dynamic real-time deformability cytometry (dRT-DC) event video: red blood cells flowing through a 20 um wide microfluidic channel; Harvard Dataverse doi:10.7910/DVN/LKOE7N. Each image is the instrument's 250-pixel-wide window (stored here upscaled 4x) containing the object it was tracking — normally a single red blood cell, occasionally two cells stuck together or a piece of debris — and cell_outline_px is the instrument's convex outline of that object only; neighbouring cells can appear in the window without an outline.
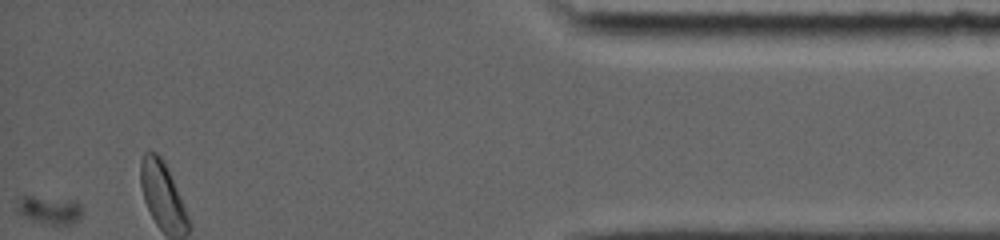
{"species": "common noctule bat (a hibernating species)", "species_latin": "Nyctalus noctula", "temperature_condition": "room temperature", "stored_images_in_passage": 33, "segment_of_instrument_passage": [2, 2], "camera_frame_rate_fps": 5000, "um_per_image_px": 0.085, "animal": {"sex": "female", "body_mass_g": 19.0, "forearm_length_mm": 56.7}, "frame": {"image": 1, "passage_image": 33, "time_ms": 12.4, "image_size_px": [1000, 240], "cell_outline_px": [[84, 212], [72, 224], [52, 224], [32, 220], [24, 216], [20, 212], [20, 196], [32, 196], [72, 200], [80, 204]], "centroid_in_image_um": [4.28, 17.84], "position_along_channel_um": 430.9, "area_um2": 10.23}}